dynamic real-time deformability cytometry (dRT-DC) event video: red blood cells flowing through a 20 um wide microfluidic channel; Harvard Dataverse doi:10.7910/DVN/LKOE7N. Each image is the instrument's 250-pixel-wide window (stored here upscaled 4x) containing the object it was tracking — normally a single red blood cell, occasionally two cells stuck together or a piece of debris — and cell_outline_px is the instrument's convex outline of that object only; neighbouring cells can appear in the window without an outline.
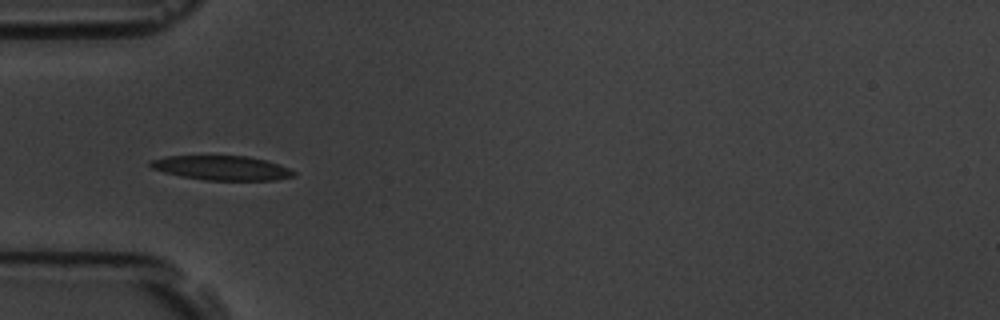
{"species": "common noctule bat (a hibernating species)", "species_latin": "Nyctalus noctula", "temperature_condition": "room temperature", "stored_images_in_passage": 3, "camera_frame_rate_fps": 3000, "um_per_image_px": 0.085, "animal": {"sex": "male", "body_mass_g": 19.5, "forearm_length_mm": 54.6}, "frame": {"image": 1, "passage_image": 3, "time_ms": 2.333, "image_size_px": [1000, 320], "cell_outline_px": [[296, 176], [276, 180], [204, 180], [180, 176], [164, 172], [152, 168], [148, 164], [152, 160], [164, 156], [248, 156], [264, 160], [288, 168], [296, 172]], "centroid_in_image_um": [18.84, 14.28], "position_along_channel_um": 66.2, "area_um2": 20.29}}